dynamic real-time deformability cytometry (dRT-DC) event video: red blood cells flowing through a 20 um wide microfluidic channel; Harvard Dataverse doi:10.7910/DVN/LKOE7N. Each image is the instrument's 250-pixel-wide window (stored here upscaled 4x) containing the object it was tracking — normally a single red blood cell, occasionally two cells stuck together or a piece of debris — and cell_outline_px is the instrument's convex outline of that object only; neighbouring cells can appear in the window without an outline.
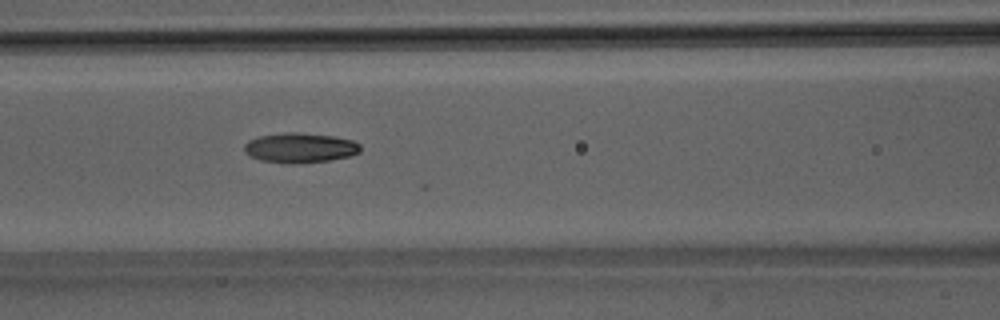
{"species": "Egyptian fruit bat (a non-hibernating species)", "species_latin": "Rousettus aegyptiacus", "temperature_condition": "room temperature", "stored_images_in_passage": 33, "camera_frame_rate_fps": 3000, "um_per_image_px": 0.085, "animal": {"sex": "male"}, "frame": {"image": 1, "passage_image": 10, "time_ms": 3.0, "image_size_px": [1000, 320], "cell_outline_px": [[360, 152], [352, 156], [332, 160], [296, 164], [292, 164], [260, 160], [244, 152], [244, 144], [248, 140], [256, 136], [288, 132], [296, 132], [332, 136], [352, 140], [360, 144]], "centroid_in_image_um": [25.5, 12.57], "position_along_channel_um": 141.1, "area_um2": 20.4}}
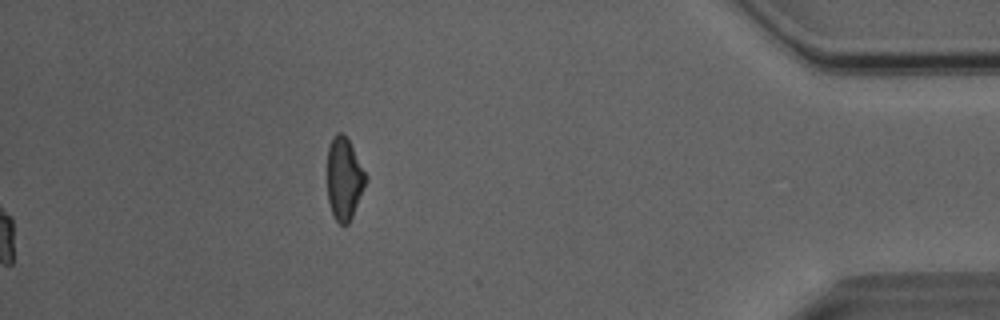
{"frame": {"image": 2, "passage_image": 33, "time_ms": 10.667, "image_size_px": [1000, 320], "cell_outline_px": [[368, 180], [352, 216], [348, 224], [340, 224], [336, 220], [332, 212], [328, 200], [328, 148], [336, 132], [344, 132], [368, 176]], "centroid_in_image_um": [29.27, 15.17], "position_along_channel_um": 405.9, "area_um2": 18.38}, "authors_computed_cell_mechanics": {"area_um2": 19.5942, "velocity_mm_per_s": 4.0833, "shape_relaxation_time_tau1_ms": 7.6998, "shape_relaxation_time_tau2_ms": 4.7511, "deformation_change_tau1": 0.1928, "deformation_change_tau2": 0.116}}